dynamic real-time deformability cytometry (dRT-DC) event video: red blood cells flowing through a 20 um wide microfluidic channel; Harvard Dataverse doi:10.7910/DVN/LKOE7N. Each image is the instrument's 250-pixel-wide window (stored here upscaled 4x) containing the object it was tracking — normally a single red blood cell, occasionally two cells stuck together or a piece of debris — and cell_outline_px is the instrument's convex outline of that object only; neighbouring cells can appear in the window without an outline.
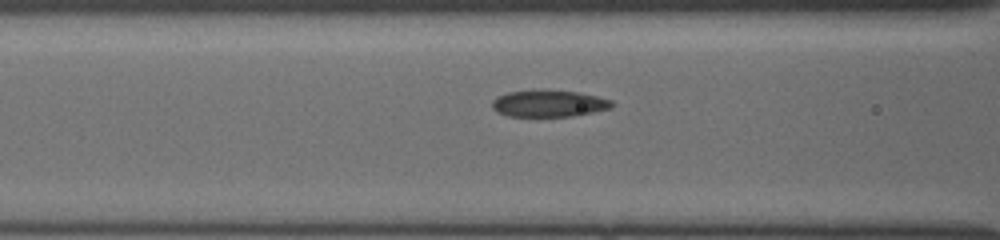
{"species": "common noctule bat (a hibernating species)", "species_latin": "Nyctalus noctula", "temperature_condition": "cold", "stored_images_in_passage": 17, "camera_frame_rate_fps": 3000, "um_per_image_px": 0.085, "animal": {"sex": "female", "body_mass_g": 19.5, "forearm_length_mm": 54.1}, "frame": {"image": 1, "passage_image": 15, "time_ms": 4.667, "image_size_px": [1000, 240], "cell_outline_px": [[616, 104], [612, 108], [572, 116], [508, 116], [496, 112], [492, 108], [492, 100], [496, 96], [508, 92], [580, 92], [612, 100]], "centroid_in_image_um": [46.67, 8.83], "position_along_channel_um": 119.9, "area_um2": 18.15}}